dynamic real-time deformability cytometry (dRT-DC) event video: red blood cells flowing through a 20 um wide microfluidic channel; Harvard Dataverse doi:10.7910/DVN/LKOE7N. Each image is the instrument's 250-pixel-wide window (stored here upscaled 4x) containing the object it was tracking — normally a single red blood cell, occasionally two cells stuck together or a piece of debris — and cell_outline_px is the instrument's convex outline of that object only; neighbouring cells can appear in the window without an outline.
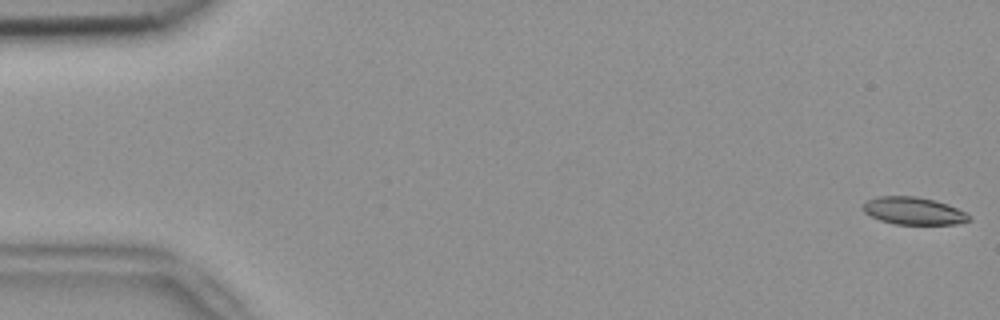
{"species": "common noctule bat (a hibernating species)", "species_latin": "Nyctalus noctula", "temperature_condition": "room temperature", "stored_images_in_passage": 53, "camera_frame_rate_fps": 3000, "um_per_image_px": 0.085, "animal": {"sex": "female", "body_mass_g": 18.4}, "frame": {"image": 1, "passage_image": 1, "time_ms": 0.0, "image_size_px": [1000, 320], "cell_outline_px": [[972, 220], [956, 224], [896, 224], [880, 220], [864, 212], [864, 204], [868, 200], [880, 196], [916, 196], [948, 204], [972, 216]], "centroid_in_image_um": [77.69, 17.93], "position_along_channel_um": 7.3, "area_um2": 16.76}}
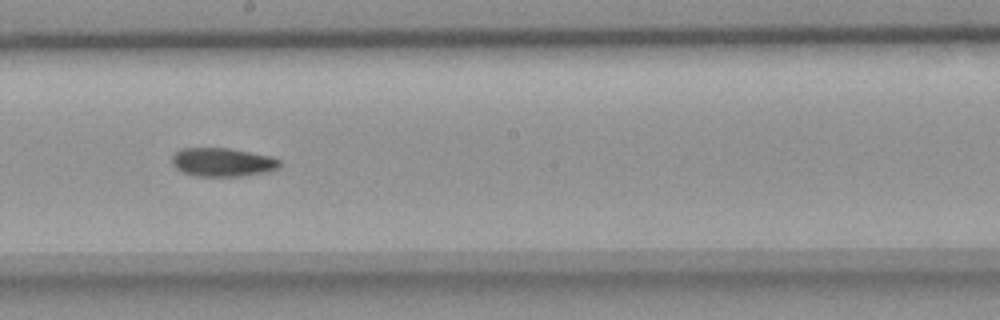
{"frame": {"image": 2, "passage_image": 30, "time_ms": 9.667, "image_size_px": [1000, 320], "cell_outline_px": [[280, 168], [268, 172], [244, 176], [196, 176], [184, 172], [176, 168], [172, 164], [172, 156], [176, 152], [184, 148], [228, 148], [272, 156], [280, 160]], "centroid_in_image_um": [18.96, 13.79], "position_along_channel_um": 229.2, "area_um2": 18.03}}
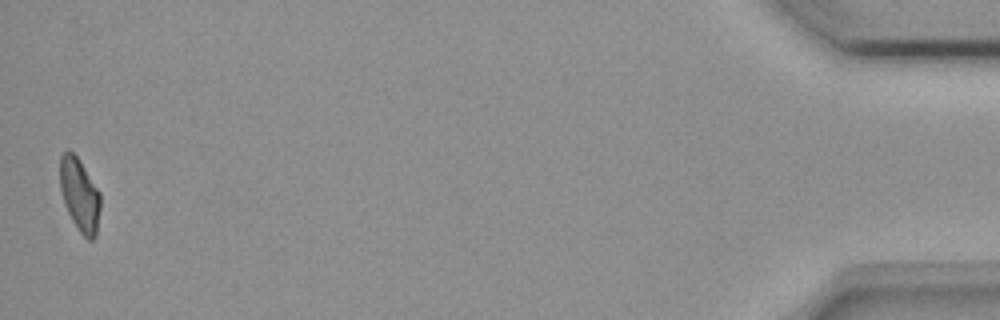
{"frame": {"image": 3, "passage_image": 53, "time_ms": 17.333, "image_size_px": [1000, 320], "cell_outline_px": [[100, 208], [96, 236], [92, 240], [88, 240], [80, 232], [72, 220], [64, 204], [60, 188], [60, 156], [64, 152], [72, 152], [76, 156], [100, 192]], "centroid_in_image_um": [6.77, 16.59], "position_along_channel_um": 428.4, "area_um2": 16.99}, "authors_computed_cell_mechanics": {"area_um2": 17.9758, "velocity_mm_per_s": 3.8085, "shape_relaxation_time_tau1_ms": 9.5568, "shape_relaxation_time_tau2_ms": null, "deformation_change_tau1": 0.2085, "deformation_change_tau2": null}}